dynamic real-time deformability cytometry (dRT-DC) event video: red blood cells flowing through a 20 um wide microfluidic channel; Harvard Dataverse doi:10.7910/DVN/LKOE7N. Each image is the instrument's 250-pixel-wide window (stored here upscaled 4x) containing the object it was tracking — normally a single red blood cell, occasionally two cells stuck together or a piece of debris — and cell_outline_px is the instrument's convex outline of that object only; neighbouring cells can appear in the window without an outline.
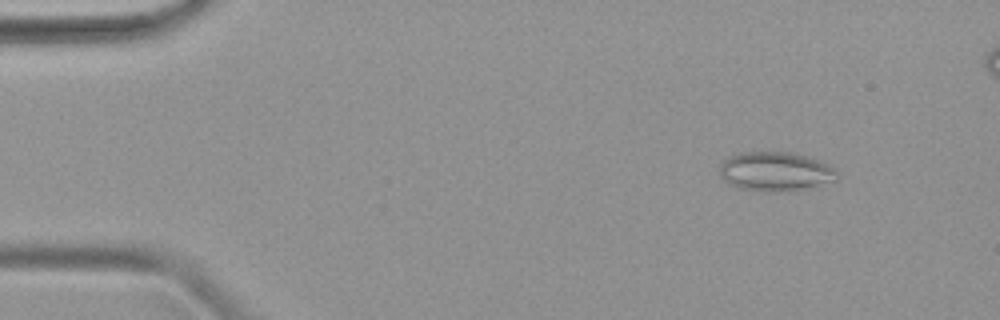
{"species": "common noctule bat (a hibernating species)", "species_latin": "Nyctalus noctula", "temperature_condition": "warm", "stored_images_in_passage": 47, "camera_frame_rate_fps": 3000, "um_per_image_px": 0.085, "animal": {"sex": "female", "body_mass_g": 19.9}, "frame": {"image": 1, "passage_image": 6, "time_ms": 1.667, "image_size_px": [1000, 320], "cell_outline_px": [[840, 180], [804, 188], [772, 192], [768, 192], [736, 188], [728, 184], [720, 176], [720, 164], [724, 160], [732, 156], [744, 152], [792, 152], [828, 164], [836, 168], [840, 176]], "centroid_in_image_um": [65.93, 14.59], "position_along_channel_um": 19.1, "area_um2": 26.88}}
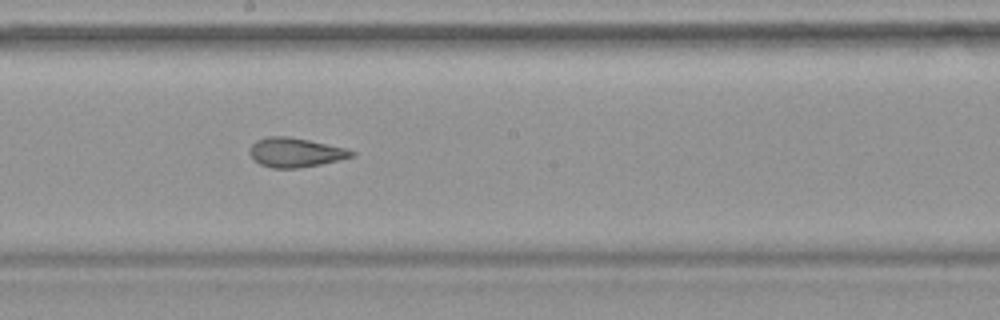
{"frame": {"image": 2, "passage_image": 27, "time_ms": 8.667, "image_size_px": [1000, 320], "cell_outline_px": [[356, 156], [320, 164], [300, 168], [272, 168], [260, 164], [252, 160], [248, 152], [248, 148], [256, 140], [268, 136], [288, 136], [348, 148], [356, 152]], "centroid_in_image_um": [25.09, 12.96], "position_along_channel_um": 223.1, "area_um2": 17.69}}
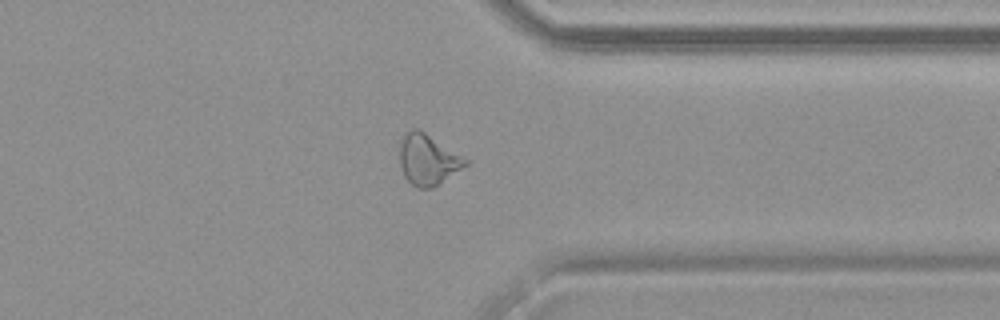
{"frame": {"image": 3, "passage_image": 38, "time_ms": 12.333, "image_size_px": [1000, 320], "cell_outline_px": [[468, 164], [432, 188], [420, 188], [412, 184], [404, 176], [400, 164], [400, 144], [404, 136], [412, 128], [416, 128], [424, 132], [468, 160]], "centroid_in_image_um": [36.35, 13.58], "position_along_channel_um": 375.0, "area_um2": 18.84}}